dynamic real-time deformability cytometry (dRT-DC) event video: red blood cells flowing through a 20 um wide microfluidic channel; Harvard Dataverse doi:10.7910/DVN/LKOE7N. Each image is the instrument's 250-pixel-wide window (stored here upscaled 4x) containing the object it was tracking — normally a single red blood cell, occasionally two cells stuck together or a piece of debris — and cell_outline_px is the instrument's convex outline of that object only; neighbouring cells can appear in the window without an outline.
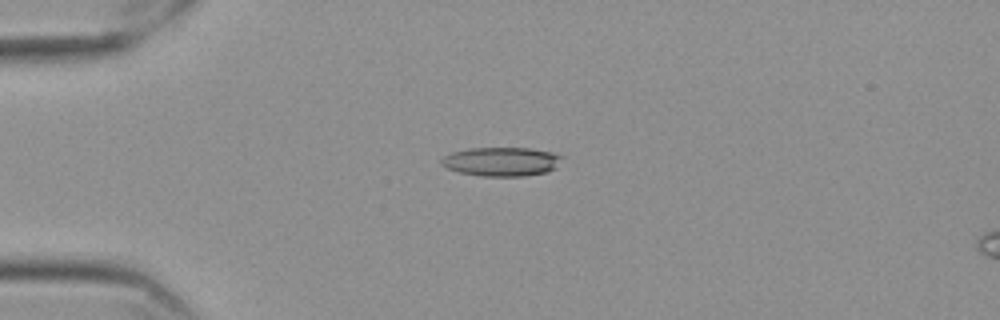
{"species": "Egyptian fruit bat (a non-hibernating species)", "species_latin": "Rousettus aegyptiacus", "temperature_condition": "cold", "stored_images_in_passage": 44, "camera_frame_rate_fps": 3000, "um_per_image_px": 0.085, "frame": {"image": 1, "passage_image": 1, "time_ms": 0.0, "image_size_px": [1000, 320], "cell_outline_px": [[564, 156], [556, 168], [544, 172], [524, 176], [480, 176], [460, 172], [448, 168], [440, 164], [440, 160], [444, 156], [452, 152], [468, 148], [532, 148], [552, 152]], "centroid_in_image_um": [42.63, 13.73], "position_along_channel_um": 42.4, "area_um2": 20.4}}
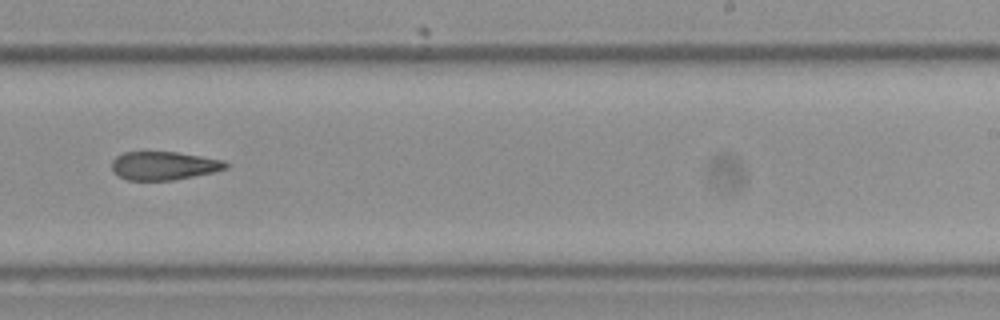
{"frame": {"image": 2, "passage_image": 23, "time_ms": 7.333, "image_size_px": [1000, 320], "cell_outline_px": [[228, 168], [212, 172], [172, 180], [128, 180], [112, 172], [112, 160], [116, 156], [124, 152], [176, 152], [224, 160], [228, 164]], "centroid_in_image_um": [13.9, 14.08], "position_along_channel_um": 275.1, "area_um2": 18.73}}
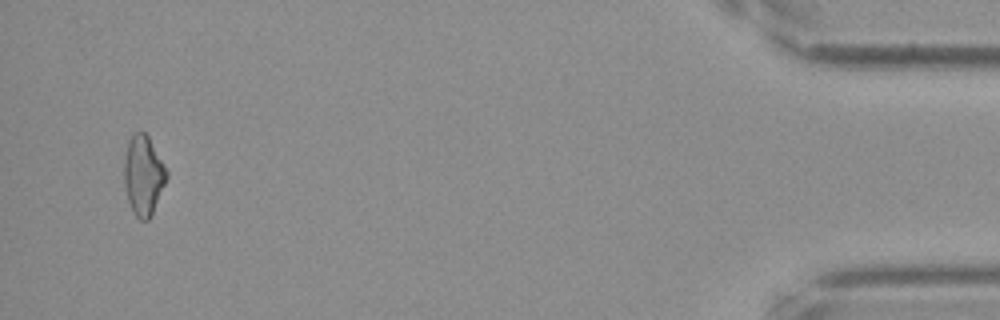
{"frame": {"image": 3, "passage_image": 42, "time_ms": 13.667, "image_size_px": [1000, 320], "cell_outline_px": [[168, 176], [152, 212], [148, 220], [140, 220], [136, 216], [128, 200], [124, 184], [124, 160], [128, 140], [136, 132], [144, 132], [148, 136], [168, 172]], "centroid_in_image_um": [12.17, 14.89], "position_along_channel_um": 423.0, "area_um2": 19.31}}